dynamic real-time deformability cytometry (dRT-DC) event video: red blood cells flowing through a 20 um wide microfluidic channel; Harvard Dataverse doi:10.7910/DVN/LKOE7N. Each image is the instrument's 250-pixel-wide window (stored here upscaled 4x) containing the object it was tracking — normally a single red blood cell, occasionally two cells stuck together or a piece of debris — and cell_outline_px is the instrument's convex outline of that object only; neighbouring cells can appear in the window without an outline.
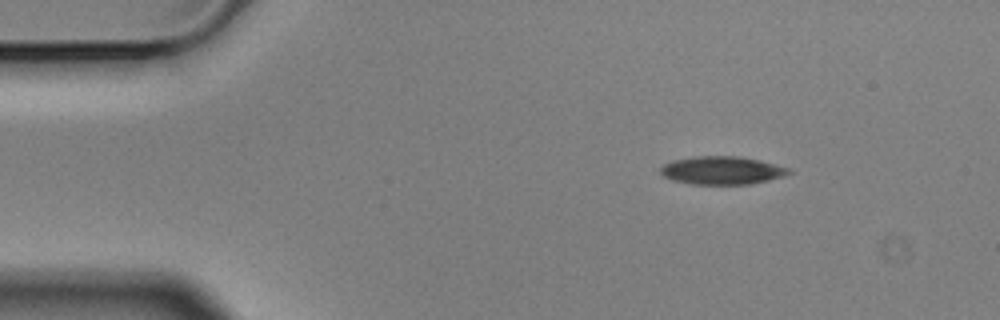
{"species": "Egyptian fruit bat (a non-hibernating species)", "species_latin": "Rousettus aegyptiacus", "temperature_condition": "cold", "stored_images_in_passage": 6, "camera_frame_rate_fps": 3000, "um_per_image_px": 0.085, "animal": {"sex": "male"}, "frame": {"image": 1, "passage_image": 3, "time_ms": 0.667, "image_size_px": [1000, 320], "cell_outline_px": [[792, 172], [784, 176], [752, 184], [688, 184], [672, 180], [664, 176], [660, 172], [660, 168], [664, 164], [672, 160], [692, 156], [740, 156], [760, 160], [792, 168]], "centroid_in_image_um": [61.38, 14.48], "position_along_channel_um": 23.6, "area_um2": 21.27}}
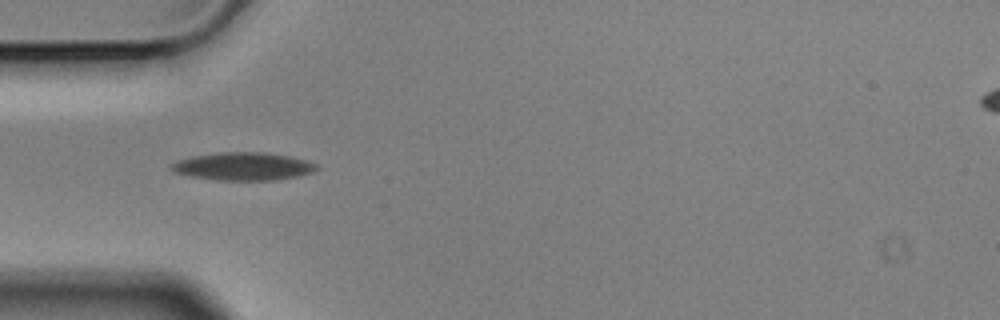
{"frame": {"image": 2, "passage_image": 5, "time_ms": 1.333, "image_size_px": [1000, 320], "cell_outline_px": [[316, 168], [312, 172], [296, 176], [272, 180], [220, 180], [192, 176], [172, 172], [168, 168], [168, 164], [176, 160], [192, 156], [220, 152], [268, 152], [288, 156], [304, 160], [316, 164]], "centroid_in_image_um": [20.57, 14.13], "position_along_channel_um": 64.4, "area_um2": 23.52}}
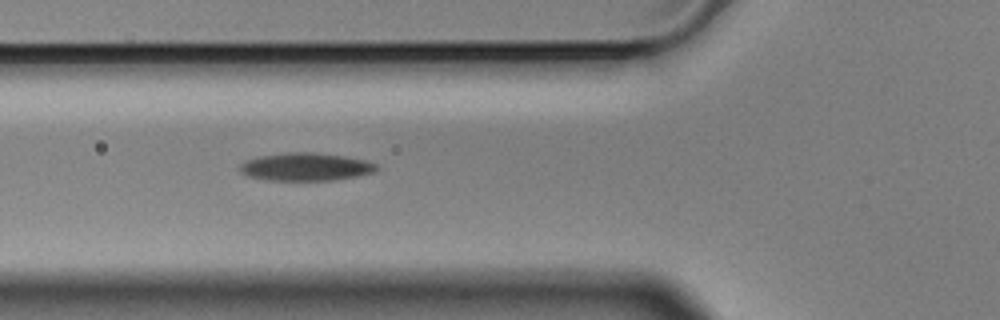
{"frame": {"image": 3, "passage_image": 6, "time_ms": 1.667, "image_size_px": [1000, 320], "cell_outline_px": [[380, 168], [372, 172], [356, 176], [332, 180], [268, 180], [248, 176], [240, 172], [240, 164], [248, 160], [260, 156], [288, 152], [312, 152], [348, 156], [364, 160], [376, 164]], "centroid_in_image_um": [25.99, 14.17], "position_along_channel_um": 99.8, "area_um2": 22.08}}